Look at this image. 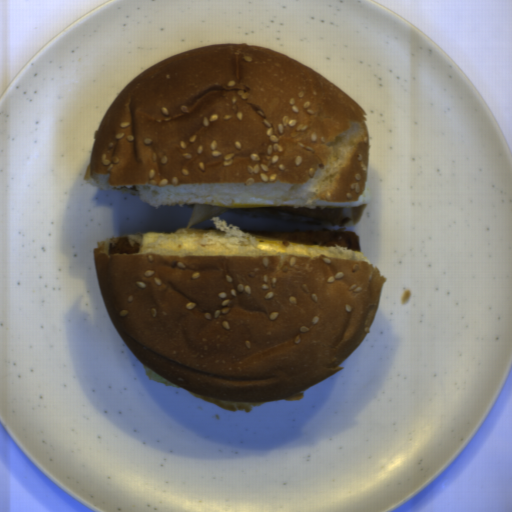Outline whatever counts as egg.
Listing matches in <instances>:
<instances>
[{
	"mask_svg": "<svg viewBox=\"0 0 512 512\" xmlns=\"http://www.w3.org/2000/svg\"><path fill=\"white\" fill-rule=\"evenodd\" d=\"M139 252L149 249L165 251L218 250L226 245L222 231L209 228H184L175 233L145 232L141 235Z\"/></svg>",
	"mask_w": 512,
	"mask_h": 512,
	"instance_id": "d2b9013d",
	"label": "egg"
},
{
	"mask_svg": "<svg viewBox=\"0 0 512 512\" xmlns=\"http://www.w3.org/2000/svg\"><path fill=\"white\" fill-rule=\"evenodd\" d=\"M367 197L363 192L357 200H319L308 205H298L295 200H256L245 198H225L221 196H210L205 198H194L190 195L175 196L169 206L185 205H206L217 208H235V207H299V208H318L324 206H346L359 207L364 206Z\"/></svg>",
	"mask_w": 512,
	"mask_h": 512,
	"instance_id": "2799bb9f",
	"label": "egg"
},
{
	"mask_svg": "<svg viewBox=\"0 0 512 512\" xmlns=\"http://www.w3.org/2000/svg\"><path fill=\"white\" fill-rule=\"evenodd\" d=\"M251 235L258 241L257 245L259 249L266 252L297 253L312 257L313 251H325L331 248L312 246L297 242H280L259 233L251 232Z\"/></svg>",
	"mask_w": 512,
	"mask_h": 512,
	"instance_id": "db1cbce2",
	"label": "egg"
},
{
	"mask_svg": "<svg viewBox=\"0 0 512 512\" xmlns=\"http://www.w3.org/2000/svg\"><path fill=\"white\" fill-rule=\"evenodd\" d=\"M189 393H191L198 399H204L210 403H213L219 407H222L228 411H233V412L239 411V410H243L245 412H250V411H252V407L260 406L264 402V401L263 402H228V401H224V400H219V399H215V398L197 395L191 391H189Z\"/></svg>",
	"mask_w": 512,
	"mask_h": 512,
	"instance_id": "581b19a8",
	"label": "egg"
}]
</instances>
